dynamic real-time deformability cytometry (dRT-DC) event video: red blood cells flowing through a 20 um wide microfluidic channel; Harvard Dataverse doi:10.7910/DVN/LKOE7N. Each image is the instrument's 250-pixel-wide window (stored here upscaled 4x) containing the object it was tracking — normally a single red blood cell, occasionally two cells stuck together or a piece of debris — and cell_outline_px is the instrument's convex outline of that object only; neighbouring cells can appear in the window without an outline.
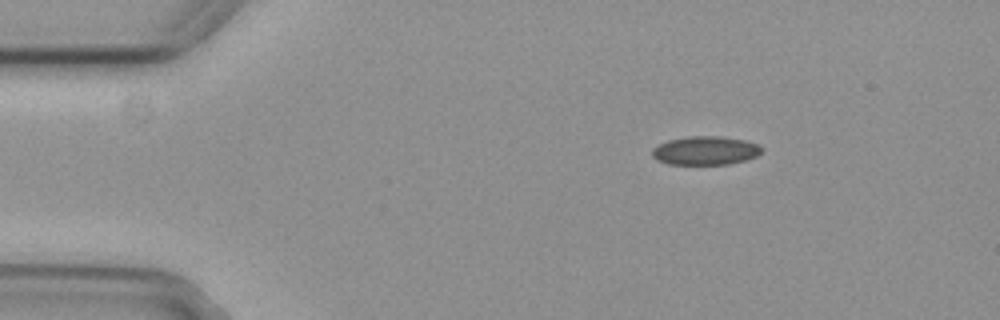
{"species": "common noctule bat (a hibernating species)", "species_latin": "Nyctalus noctula", "temperature_condition": "cold", "stored_images_in_passage": 3, "camera_frame_rate_fps": 3000, "um_per_image_px": 0.085, "animal": {"sex": "female", "body_mass_g": 29.2, "forearm_length_mm": 56.3}, "frame": {"image": 1, "passage_image": 1, "time_ms": 0.0, "image_size_px": [1000, 320], "cell_outline_px": [[764, 148], [756, 156], [744, 160], [728, 164], [668, 164], [656, 160], [652, 156], [652, 148], [668, 140], [688, 136], [720, 136], [744, 140], [760, 144]], "centroid_in_image_um": [59.95, 12.79], "position_along_channel_um": 25.0, "area_um2": 18.32}}